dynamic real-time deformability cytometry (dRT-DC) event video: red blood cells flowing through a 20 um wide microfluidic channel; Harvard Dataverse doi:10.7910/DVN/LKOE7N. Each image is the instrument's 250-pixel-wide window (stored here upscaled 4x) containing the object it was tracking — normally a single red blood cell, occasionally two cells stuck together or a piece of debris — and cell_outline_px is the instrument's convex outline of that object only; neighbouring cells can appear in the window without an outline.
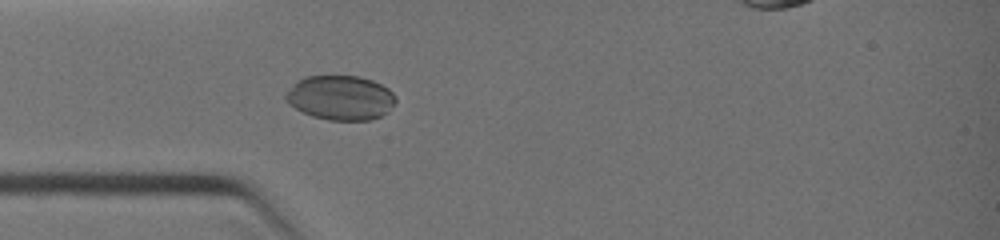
{"species": "common noctule bat (a hibernating species)", "species_latin": "Nyctalus noctula", "temperature_condition": "warm", "stored_images_in_passage": 1, "camera_frame_rate_fps": 3000, "um_per_image_px": 0.085, "animal": {"sex": "female", "body_mass_g": 19.0, "forearm_length_mm": 51.5}, "frame": {"image": 1, "passage_image": 1, "time_ms": 0.0, "image_size_px": [1000, 240], "cell_outline_px": [[396, 100], [388, 112], [372, 120], [328, 120], [312, 116], [288, 104], [284, 96], [296, 80], [304, 76], [360, 76], [372, 80], [388, 88], [396, 96]], "centroid_in_image_um": [28.94, 8.3], "position_along_channel_um": 56.1, "area_um2": 28.61}}